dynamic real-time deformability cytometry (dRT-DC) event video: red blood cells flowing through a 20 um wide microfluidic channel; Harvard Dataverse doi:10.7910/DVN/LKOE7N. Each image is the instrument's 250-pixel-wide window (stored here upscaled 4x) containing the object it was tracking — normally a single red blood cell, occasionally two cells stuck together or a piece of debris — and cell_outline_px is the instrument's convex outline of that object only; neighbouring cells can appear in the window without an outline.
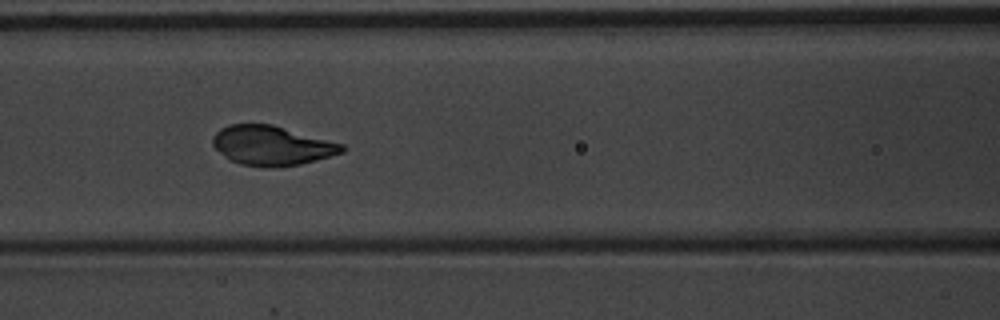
{"species": "common noctule bat (a hibernating species)", "species_latin": "Nyctalus noctula", "temperature_condition": "warm", "stored_images_in_passage": 6, "camera_frame_rate_fps": 3000, "um_per_image_px": 0.085, "animal": {"sex": "male", "body_mass_g": 20.1, "forearm_length_mm": 53.5}, "frame": {"image": 1, "passage_image": 6, "time_ms": 1.667, "image_size_px": [1000, 320], "cell_outline_px": [[348, 148], [344, 152], [316, 160], [300, 164], [272, 168], [268, 168], [240, 164], [228, 160], [212, 144], [212, 136], [220, 128], [228, 124], [272, 124], [344, 144]], "centroid_in_image_um": [23.1, 12.38], "position_along_channel_um": 143.5, "area_um2": 30.0}}